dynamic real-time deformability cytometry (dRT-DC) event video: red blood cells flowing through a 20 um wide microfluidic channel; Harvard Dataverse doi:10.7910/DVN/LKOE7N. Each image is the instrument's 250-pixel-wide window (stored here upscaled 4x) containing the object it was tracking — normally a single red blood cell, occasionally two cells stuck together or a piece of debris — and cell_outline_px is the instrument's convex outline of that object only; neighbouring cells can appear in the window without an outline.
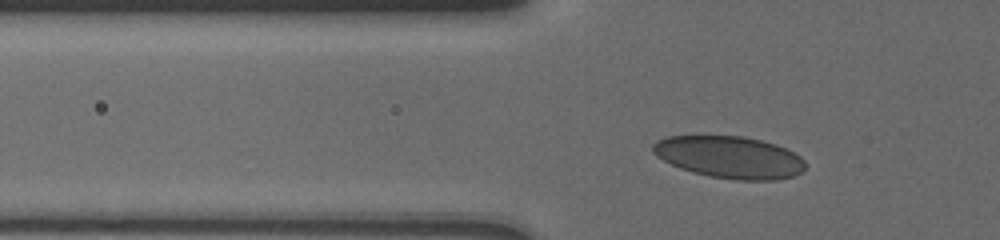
{"species": "human", "species_latin": "Homo sapiens", "temperature_condition": "cold", "stored_images_in_passage": 41, "camera_frame_rate_fps": 3000, "um_per_image_px": 0.085, "donor": {"sex": "male"}, "frame": {"image": 1, "passage_image": 6, "time_ms": 2.333, "image_size_px": [1000, 240], "cell_outline_px": [[804, 168], [800, 172], [792, 176], [776, 180], [736, 180], [708, 176], [692, 172], [680, 168], [656, 156], [652, 152], [652, 144], [656, 140], [668, 136], [744, 136], [776, 144], [800, 156], [804, 160]], "centroid_in_image_um": [61.98, 13.36], "position_along_channel_um": 63.8, "area_um2": 37.28}}
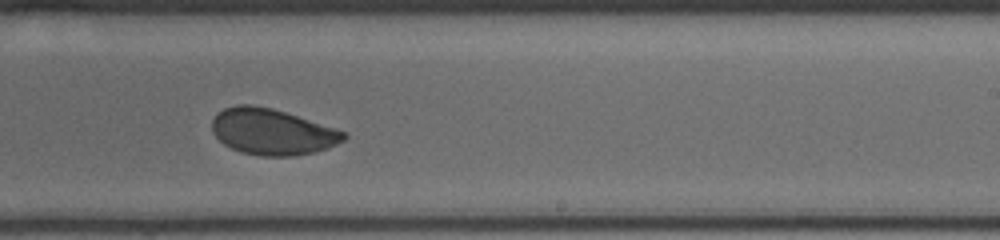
{"frame": {"image": 2, "passage_image": 23, "time_ms": 8.0, "image_size_px": [1000, 240], "cell_outline_px": [[348, 136], [344, 140], [328, 148], [312, 152], [292, 156], [260, 156], [240, 152], [224, 144], [212, 132], [212, 120], [224, 108], [236, 104], [252, 104], [272, 108], [348, 132]], "centroid_in_image_um": [23.14, 11.2], "position_along_channel_um": 265.9, "area_um2": 35.32}}
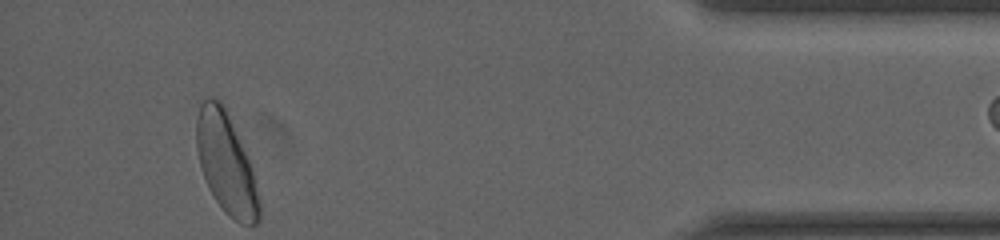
{"frame": {"image": 3, "passage_image": 40, "time_ms": 13.333, "image_size_px": [1000, 240], "cell_outline_px": [[260, 220], [256, 224], [240, 224], [228, 216], [224, 212], [208, 188], [200, 164], [196, 148], [196, 120], [200, 104], [208, 96], [220, 100], [228, 116], [248, 160], [252, 172], [260, 200]], "centroid_in_image_um": [19.2, 13.94], "position_along_channel_um": 416.0, "area_um2": 36.13}}